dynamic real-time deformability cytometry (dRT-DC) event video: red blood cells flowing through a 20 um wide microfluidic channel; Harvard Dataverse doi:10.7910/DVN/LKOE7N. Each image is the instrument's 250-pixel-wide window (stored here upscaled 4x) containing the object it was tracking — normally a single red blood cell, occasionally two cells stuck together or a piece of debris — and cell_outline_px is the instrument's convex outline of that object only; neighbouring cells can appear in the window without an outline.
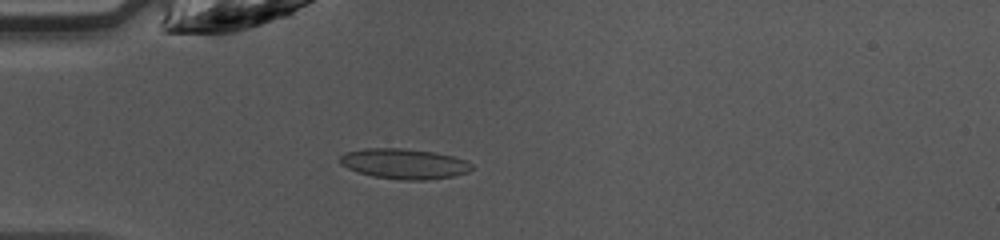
{"species": "common noctule bat (a hibernating species)", "species_latin": "Nyctalus noctula", "temperature_condition": "warm", "stored_images_in_passage": 34, "camera_frame_rate_fps": 3000, "um_per_image_px": 0.085, "animal": {"sex": "female", "body_mass_g": 10.0, "forearm_length_mm": 53.1}, "frame": {"image": 1, "passage_image": 1, "time_ms": 0.0, "image_size_px": [1000, 240], "cell_outline_px": [[472, 168], [468, 172], [452, 176], [424, 180], [400, 180], [372, 176], [348, 168], [340, 164], [340, 156], [344, 152], [364, 148], [404, 148], [436, 152], [452, 156], [464, 160], [472, 164]], "centroid_in_image_um": [34.33, 13.91], "position_along_channel_um": 50.7, "area_um2": 23.24}}
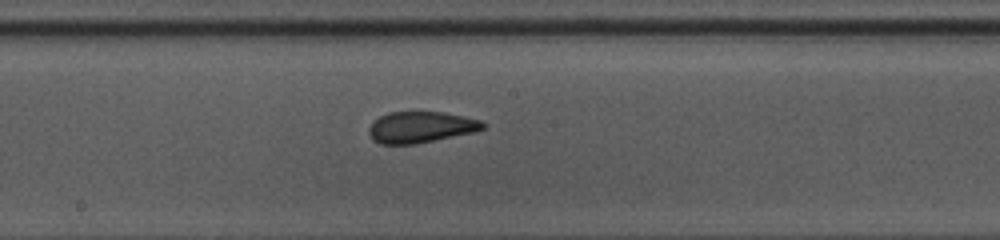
{"frame": {"image": 2, "passage_image": 13, "time_ms": 4.0, "image_size_px": [1000, 240], "cell_outline_px": [[488, 124], [484, 128], [476, 132], [416, 144], [380, 144], [372, 140], [368, 132], [368, 128], [372, 120], [388, 112], [444, 112], [464, 116], [480, 120]], "centroid_in_image_um": [35.76, 10.81], "position_along_channel_um": 212.4, "area_um2": 21.1}}
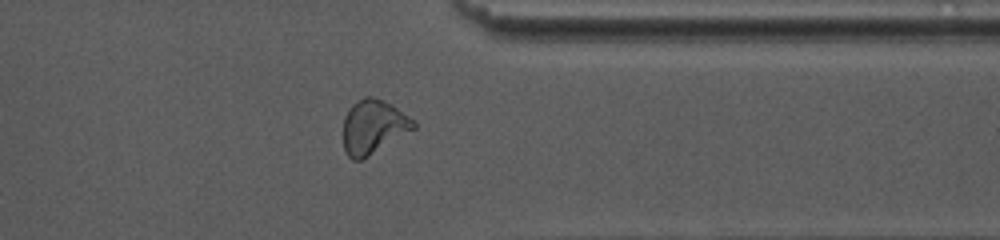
{"frame": {"image": 3, "passage_image": 25, "time_ms": 8.0, "image_size_px": [1000, 240], "cell_outline_px": [[416, 128], [368, 156], [360, 160], [352, 160], [348, 156], [344, 148], [344, 116], [352, 104], [364, 96], [372, 96], [384, 100], [392, 104], [416, 120]], "centroid_in_image_um": [31.75, 10.75], "position_along_channel_um": 379.6, "area_um2": 22.2}, "authors_computed_cell_mechanics": {"area_um2": 21.4438, "velocity_mm_per_s": 4.2731, "shape_relaxation_time_tau1_ms": null, "shape_relaxation_time_tau2_ms": 1.0729, "deformation_change_tau1": null, "deformation_change_tau2": 0.0596}}